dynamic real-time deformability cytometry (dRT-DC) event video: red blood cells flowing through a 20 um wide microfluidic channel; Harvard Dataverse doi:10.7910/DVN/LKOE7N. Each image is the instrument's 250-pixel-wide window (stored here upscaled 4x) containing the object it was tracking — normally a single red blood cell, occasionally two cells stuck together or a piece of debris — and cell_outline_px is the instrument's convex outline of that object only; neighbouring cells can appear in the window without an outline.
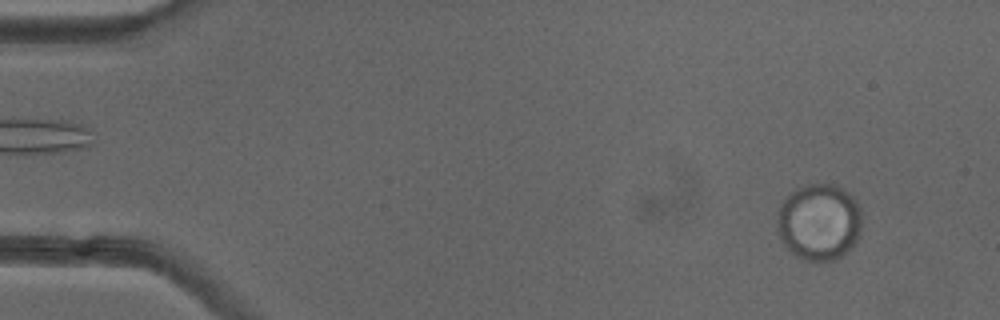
{"species": "common noctule bat (a hibernating species)", "species_latin": "Nyctalus noctula", "temperature_condition": "cold", "stored_images_in_passage": 52, "camera_frame_rate_fps": 3000, "um_per_image_px": 0.085, "animal": {"sex": "female"}, "frame": {"image": 1, "passage_image": 4, "time_ms": 1.0, "image_size_px": [1000, 320], "cell_outline_px": [[860, 236], [856, 244], [852, 248], [836, 260], [804, 260], [796, 256], [784, 244], [776, 232], [776, 220], [780, 208], [784, 200], [792, 192], [808, 184], [836, 184], [848, 192], [856, 200], [860, 208]], "centroid_in_image_um": [69.64, 18.88], "position_along_channel_um": 15.4, "area_um2": 37.97}}
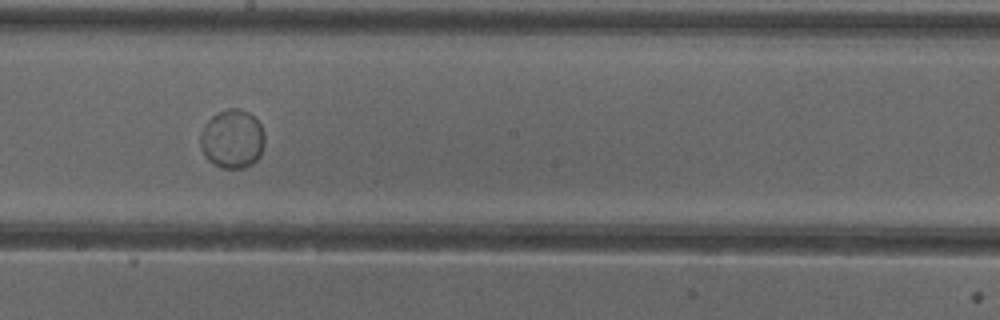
{"frame": {"image": 2, "passage_image": 29, "time_ms": 9.333, "image_size_px": [1000, 320], "cell_outline_px": [[264, 144], [260, 156], [252, 164], [244, 168], [224, 168], [208, 160], [204, 156], [200, 148], [200, 132], [204, 124], [216, 112], [228, 108], [236, 108], [248, 112], [260, 124], [264, 132]], "centroid_in_image_um": [19.72, 11.8], "position_along_channel_um": 228.5, "area_um2": 22.2}}
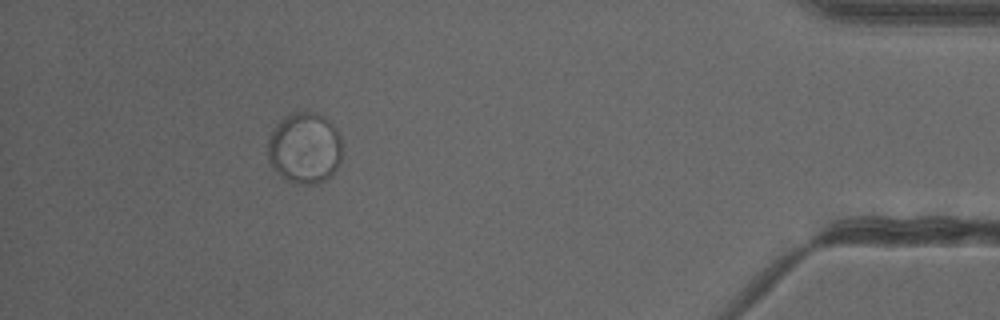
{"frame": {"image": 3, "passage_image": 47, "time_ms": 15.333, "image_size_px": [1000, 320], "cell_outline_px": [[344, 152], [340, 164], [332, 176], [316, 184], [296, 184], [284, 180], [272, 168], [268, 160], [268, 140], [276, 124], [284, 116], [292, 112], [316, 112], [324, 116], [336, 128], [340, 136]], "centroid_in_image_um": [25.92, 12.6], "position_along_channel_um": 409.3, "area_um2": 31.67}}